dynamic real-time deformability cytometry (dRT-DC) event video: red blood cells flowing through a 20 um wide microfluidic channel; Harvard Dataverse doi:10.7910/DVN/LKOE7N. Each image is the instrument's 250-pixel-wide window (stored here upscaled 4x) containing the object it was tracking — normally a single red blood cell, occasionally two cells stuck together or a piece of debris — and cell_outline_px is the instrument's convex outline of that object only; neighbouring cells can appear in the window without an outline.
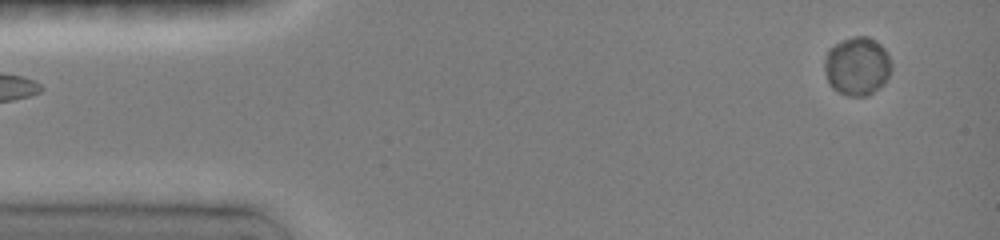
{"species": "common noctule bat (a hibernating species)", "species_latin": "Nyctalus noctula", "temperature_condition": "room temperature", "stored_images_in_passage": 4, "segment_of_instrument_passage": [2, 2], "camera_frame_rate_fps": 3000, "um_per_image_px": 0.085, "animal": {"sex": "female", "body_mass_g": 19.0, "forearm_length_mm": 51.5}, "frame": {"image": 1, "passage_image": 4, "time_ms": 3.333, "image_size_px": [1000, 240], "cell_outline_px": [[892, 68], [884, 84], [872, 92], [864, 96], [848, 96], [832, 88], [828, 80], [824, 68], [824, 60], [828, 48], [840, 40], [852, 36], [868, 36], [880, 44], [884, 48], [892, 64]], "centroid_in_image_um": [72.84, 5.6], "position_along_channel_um": 12.2, "area_um2": 22.89}}